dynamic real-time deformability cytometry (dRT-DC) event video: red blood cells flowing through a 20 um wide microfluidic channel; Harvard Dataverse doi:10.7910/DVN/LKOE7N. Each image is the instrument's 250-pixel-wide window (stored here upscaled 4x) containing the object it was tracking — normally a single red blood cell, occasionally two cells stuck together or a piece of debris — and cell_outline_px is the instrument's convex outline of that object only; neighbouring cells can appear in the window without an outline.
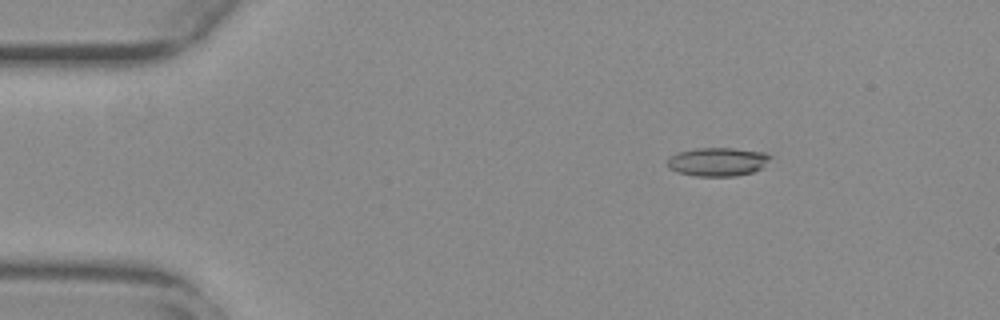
{"species": "common noctule bat (a hibernating species)", "species_latin": "Nyctalus noctula", "temperature_condition": "warm", "stored_images_in_passage": 56, "camera_frame_rate_fps": 3000, "um_per_image_px": 0.085, "animal": {"sex": "female", "body_mass_g": 29.2, "forearm_length_mm": 56.3}, "frame": {"image": 1, "passage_image": 9, "time_ms": 2.667, "image_size_px": [1000, 320], "cell_outline_px": [[772, 156], [764, 168], [752, 172], [736, 176], [696, 176], [680, 172], [668, 168], [668, 160], [672, 156], [680, 152], [696, 148], [732, 148], [768, 152]], "centroid_in_image_um": [61.09, 13.75], "position_along_channel_um": 23.9, "area_um2": 17.17}}
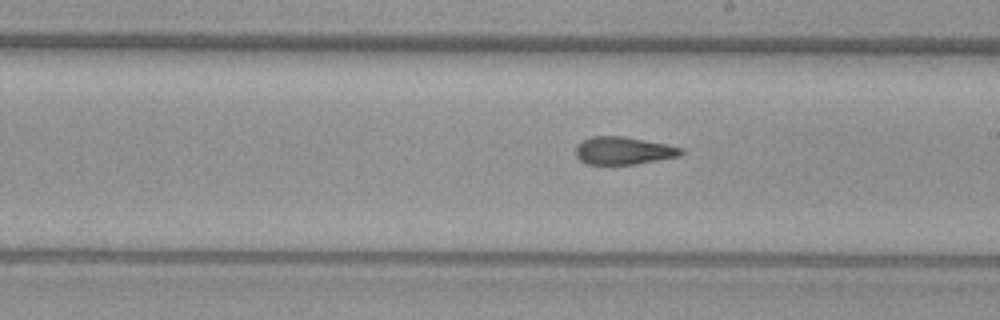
{"frame": {"image": 2, "passage_image": 32, "time_ms": 10.333, "image_size_px": [1000, 320], "cell_outline_px": [[684, 152], [680, 156], [636, 164], [584, 164], [576, 156], [576, 144], [580, 140], [592, 136], [624, 136], [684, 148]], "centroid_in_image_um": [52.96, 12.8], "position_along_channel_um": 236.0, "area_um2": 17.11}}
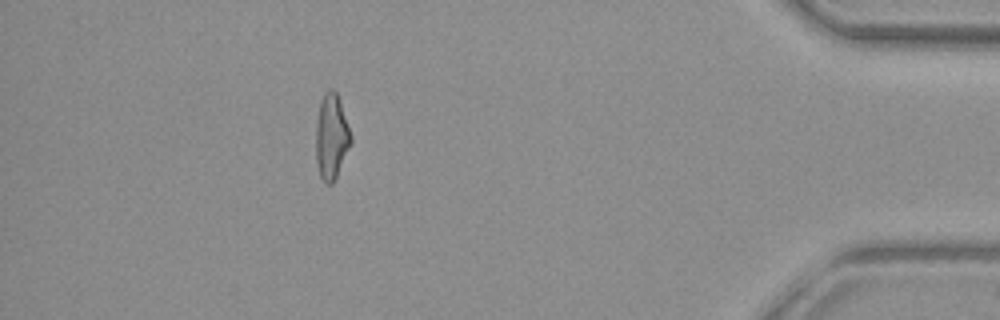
{"frame": {"image": 3, "passage_image": 50, "time_ms": 16.333, "image_size_px": [1000, 320], "cell_outline_px": [[352, 140], [336, 176], [332, 184], [324, 184], [320, 176], [316, 164], [316, 120], [320, 100], [324, 92], [328, 88], [332, 88], [336, 92], [352, 136]], "centroid_in_image_um": [28.14, 11.6], "position_along_channel_um": 407.1, "area_um2": 17.34}, "authors_computed_cell_mechanics": {"area_um2": 17.4556, "velocity_mm_per_s": 3.7645, "shape_relaxation_time_tau1_ms": null, "shape_relaxation_time_tau2_ms": 2.8907, "deformation_change_tau1": null, "deformation_change_tau2": 0.1257}}